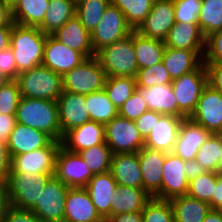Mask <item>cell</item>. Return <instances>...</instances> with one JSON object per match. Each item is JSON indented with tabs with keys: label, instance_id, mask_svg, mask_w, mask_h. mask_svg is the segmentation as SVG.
<instances>
[{
	"label": "cell",
	"instance_id": "6da1fadb",
	"mask_svg": "<svg viewBox=\"0 0 222 222\" xmlns=\"http://www.w3.org/2000/svg\"><path fill=\"white\" fill-rule=\"evenodd\" d=\"M16 122L45 132L53 140L62 139L57 101L21 97Z\"/></svg>",
	"mask_w": 222,
	"mask_h": 222
},
{
	"label": "cell",
	"instance_id": "7a4b0ae2",
	"mask_svg": "<svg viewBox=\"0 0 222 222\" xmlns=\"http://www.w3.org/2000/svg\"><path fill=\"white\" fill-rule=\"evenodd\" d=\"M46 37L38 27L13 23L10 48L19 73L42 64Z\"/></svg>",
	"mask_w": 222,
	"mask_h": 222
},
{
	"label": "cell",
	"instance_id": "3957f363",
	"mask_svg": "<svg viewBox=\"0 0 222 222\" xmlns=\"http://www.w3.org/2000/svg\"><path fill=\"white\" fill-rule=\"evenodd\" d=\"M16 81L24 98L57 101L63 92L62 75L42 64L19 73Z\"/></svg>",
	"mask_w": 222,
	"mask_h": 222
},
{
	"label": "cell",
	"instance_id": "277c9868",
	"mask_svg": "<svg viewBox=\"0 0 222 222\" xmlns=\"http://www.w3.org/2000/svg\"><path fill=\"white\" fill-rule=\"evenodd\" d=\"M95 57L106 77H136L137 56L132 43V32L125 38L99 50Z\"/></svg>",
	"mask_w": 222,
	"mask_h": 222
},
{
	"label": "cell",
	"instance_id": "5b68a950",
	"mask_svg": "<svg viewBox=\"0 0 222 222\" xmlns=\"http://www.w3.org/2000/svg\"><path fill=\"white\" fill-rule=\"evenodd\" d=\"M54 174L9 172L4 181L10 206L30 210L39 201L40 192Z\"/></svg>",
	"mask_w": 222,
	"mask_h": 222
},
{
	"label": "cell",
	"instance_id": "8992f818",
	"mask_svg": "<svg viewBox=\"0 0 222 222\" xmlns=\"http://www.w3.org/2000/svg\"><path fill=\"white\" fill-rule=\"evenodd\" d=\"M106 74L96 57L87 58L62 76L63 91L88 95L104 89Z\"/></svg>",
	"mask_w": 222,
	"mask_h": 222
},
{
	"label": "cell",
	"instance_id": "52a82bcc",
	"mask_svg": "<svg viewBox=\"0 0 222 222\" xmlns=\"http://www.w3.org/2000/svg\"><path fill=\"white\" fill-rule=\"evenodd\" d=\"M206 85L207 73L204 63L192 72L172 81L171 86L177 100L178 117L188 118L192 114Z\"/></svg>",
	"mask_w": 222,
	"mask_h": 222
},
{
	"label": "cell",
	"instance_id": "ba28073f",
	"mask_svg": "<svg viewBox=\"0 0 222 222\" xmlns=\"http://www.w3.org/2000/svg\"><path fill=\"white\" fill-rule=\"evenodd\" d=\"M105 142L115 153H137L145 146V140L135 122L117 115L104 125Z\"/></svg>",
	"mask_w": 222,
	"mask_h": 222
},
{
	"label": "cell",
	"instance_id": "9c48e42d",
	"mask_svg": "<svg viewBox=\"0 0 222 222\" xmlns=\"http://www.w3.org/2000/svg\"><path fill=\"white\" fill-rule=\"evenodd\" d=\"M69 187L52 176L40 192L39 201L30 209L42 222H63Z\"/></svg>",
	"mask_w": 222,
	"mask_h": 222
},
{
	"label": "cell",
	"instance_id": "30bf717a",
	"mask_svg": "<svg viewBox=\"0 0 222 222\" xmlns=\"http://www.w3.org/2000/svg\"><path fill=\"white\" fill-rule=\"evenodd\" d=\"M133 29L127 24L123 12L111 3L105 9L100 23L91 33V44L96 54L102 48L119 41Z\"/></svg>",
	"mask_w": 222,
	"mask_h": 222
},
{
	"label": "cell",
	"instance_id": "8fae6325",
	"mask_svg": "<svg viewBox=\"0 0 222 222\" xmlns=\"http://www.w3.org/2000/svg\"><path fill=\"white\" fill-rule=\"evenodd\" d=\"M93 175L79 153L58 149L54 176L63 184L69 188H85Z\"/></svg>",
	"mask_w": 222,
	"mask_h": 222
},
{
	"label": "cell",
	"instance_id": "7c38bea8",
	"mask_svg": "<svg viewBox=\"0 0 222 222\" xmlns=\"http://www.w3.org/2000/svg\"><path fill=\"white\" fill-rule=\"evenodd\" d=\"M61 141L53 140L47 147L11 156V172L54 174L55 160Z\"/></svg>",
	"mask_w": 222,
	"mask_h": 222
},
{
	"label": "cell",
	"instance_id": "4fadbf2b",
	"mask_svg": "<svg viewBox=\"0 0 222 222\" xmlns=\"http://www.w3.org/2000/svg\"><path fill=\"white\" fill-rule=\"evenodd\" d=\"M188 118L212 134H222V95L207 84Z\"/></svg>",
	"mask_w": 222,
	"mask_h": 222
},
{
	"label": "cell",
	"instance_id": "5bb4252c",
	"mask_svg": "<svg viewBox=\"0 0 222 222\" xmlns=\"http://www.w3.org/2000/svg\"><path fill=\"white\" fill-rule=\"evenodd\" d=\"M185 160L166 153L162 167L161 189L153 196L157 199L170 200L174 197L187 195L189 180L184 172Z\"/></svg>",
	"mask_w": 222,
	"mask_h": 222
},
{
	"label": "cell",
	"instance_id": "9a60e30c",
	"mask_svg": "<svg viewBox=\"0 0 222 222\" xmlns=\"http://www.w3.org/2000/svg\"><path fill=\"white\" fill-rule=\"evenodd\" d=\"M174 24L173 0H155L150 13L135 31L145 37L164 41Z\"/></svg>",
	"mask_w": 222,
	"mask_h": 222
},
{
	"label": "cell",
	"instance_id": "2e32d148",
	"mask_svg": "<svg viewBox=\"0 0 222 222\" xmlns=\"http://www.w3.org/2000/svg\"><path fill=\"white\" fill-rule=\"evenodd\" d=\"M86 59L81 52L69 48L52 35H47L42 65L63 76Z\"/></svg>",
	"mask_w": 222,
	"mask_h": 222
},
{
	"label": "cell",
	"instance_id": "e0dca14e",
	"mask_svg": "<svg viewBox=\"0 0 222 222\" xmlns=\"http://www.w3.org/2000/svg\"><path fill=\"white\" fill-rule=\"evenodd\" d=\"M211 134L202 125L189 118H184L172 153L185 161L194 160L198 150Z\"/></svg>",
	"mask_w": 222,
	"mask_h": 222
},
{
	"label": "cell",
	"instance_id": "ac0fdd59",
	"mask_svg": "<svg viewBox=\"0 0 222 222\" xmlns=\"http://www.w3.org/2000/svg\"><path fill=\"white\" fill-rule=\"evenodd\" d=\"M61 134L90 121L85 95L63 91L57 99Z\"/></svg>",
	"mask_w": 222,
	"mask_h": 222
},
{
	"label": "cell",
	"instance_id": "d6986e66",
	"mask_svg": "<svg viewBox=\"0 0 222 222\" xmlns=\"http://www.w3.org/2000/svg\"><path fill=\"white\" fill-rule=\"evenodd\" d=\"M103 143H105L104 125L92 120L68 130L61 139L62 148L77 153Z\"/></svg>",
	"mask_w": 222,
	"mask_h": 222
},
{
	"label": "cell",
	"instance_id": "ffe728a7",
	"mask_svg": "<svg viewBox=\"0 0 222 222\" xmlns=\"http://www.w3.org/2000/svg\"><path fill=\"white\" fill-rule=\"evenodd\" d=\"M64 221L104 222L85 188H70L65 201Z\"/></svg>",
	"mask_w": 222,
	"mask_h": 222
},
{
	"label": "cell",
	"instance_id": "44dd1931",
	"mask_svg": "<svg viewBox=\"0 0 222 222\" xmlns=\"http://www.w3.org/2000/svg\"><path fill=\"white\" fill-rule=\"evenodd\" d=\"M165 157V152L145 146L138 152L143 189L151 197L161 189L162 167Z\"/></svg>",
	"mask_w": 222,
	"mask_h": 222
},
{
	"label": "cell",
	"instance_id": "7402d4cb",
	"mask_svg": "<svg viewBox=\"0 0 222 222\" xmlns=\"http://www.w3.org/2000/svg\"><path fill=\"white\" fill-rule=\"evenodd\" d=\"M52 141L45 132L16 123L9 135L7 146L10 156H15L47 147Z\"/></svg>",
	"mask_w": 222,
	"mask_h": 222
},
{
	"label": "cell",
	"instance_id": "603a6c76",
	"mask_svg": "<svg viewBox=\"0 0 222 222\" xmlns=\"http://www.w3.org/2000/svg\"><path fill=\"white\" fill-rule=\"evenodd\" d=\"M183 119L174 115H162L155 119L153 129L145 139V147L165 153L172 152Z\"/></svg>",
	"mask_w": 222,
	"mask_h": 222
},
{
	"label": "cell",
	"instance_id": "cb8c5ba5",
	"mask_svg": "<svg viewBox=\"0 0 222 222\" xmlns=\"http://www.w3.org/2000/svg\"><path fill=\"white\" fill-rule=\"evenodd\" d=\"M166 47L195 51L202 59L205 50V38L198 24L175 23L164 39Z\"/></svg>",
	"mask_w": 222,
	"mask_h": 222
},
{
	"label": "cell",
	"instance_id": "d4e9b609",
	"mask_svg": "<svg viewBox=\"0 0 222 222\" xmlns=\"http://www.w3.org/2000/svg\"><path fill=\"white\" fill-rule=\"evenodd\" d=\"M117 188L118 184L110 172L94 174L85 187L97 212L104 220L111 216V201Z\"/></svg>",
	"mask_w": 222,
	"mask_h": 222
},
{
	"label": "cell",
	"instance_id": "484cf974",
	"mask_svg": "<svg viewBox=\"0 0 222 222\" xmlns=\"http://www.w3.org/2000/svg\"><path fill=\"white\" fill-rule=\"evenodd\" d=\"M109 172L118 185L143 189L138 152L113 154Z\"/></svg>",
	"mask_w": 222,
	"mask_h": 222
},
{
	"label": "cell",
	"instance_id": "4316f807",
	"mask_svg": "<svg viewBox=\"0 0 222 222\" xmlns=\"http://www.w3.org/2000/svg\"><path fill=\"white\" fill-rule=\"evenodd\" d=\"M51 35L69 48L81 52L86 58L96 55L91 44V34L76 15Z\"/></svg>",
	"mask_w": 222,
	"mask_h": 222
},
{
	"label": "cell",
	"instance_id": "83f0119b",
	"mask_svg": "<svg viewBox=\"0 0 222 222\" xmlns=\"http://www.w3.org/2000/svg\"><path fill=\"white\" fill-rule=\"evenodd\" d=\"M136 89L140 92L149 110L178 117L177 100L171 84L156 85L149 88L136 87Z\"/></svg>",
	"mask_w": 222,
	"mask_h": 222
},
{
	"label": "cell",
	"instance_id": "f1b7e54d",
	"mask_svg": "<svg viewBox=\"0 0 222 222\" xmlns=\"http://www.w3.org/2000/svg\"><path fill=\"white\" fill-rule=\"evenodd\" d=\"M162 61L172 81L192 72L203 63L195 51L169 47H165Z\"/></svg>",
	"mask_w": 222,
	"mask_h": 222
},
{
	"label": "cell",
	"instance_id": "f546056e",
	"mask_svg": "<svg viewBox=\"0 0 222 222\" xmlns=\"http://www.w3.org/2000/svg\"><path fill=\"white\" fill-rule=\"evenodd\" d=\"M111 201V216L142 211L152 198L144 189L118 185Z\"/></svg>",
	"mask_w": 222,
	"mask_h": 222
},
{
	"label": "cell",
	"instance_id": "4dcf8cb0",
	"mask_svg": "<svg viewBox=\"0 0 222 222\" xmlns=\"http://www.w3.org/2000/svg\"><path fill=\"white\" fill-rule=\"evenodd\" d=\"M132 43L137 56L138 69L154 66L163 60L166 47L163 40L145 37L133 30Z\"/></svg>",
	"mask_w": 222,
	"mask_h": 222
},
{
	"label": "cell",
	"instance_id": "1f68e13d",
	"mask_svg": "<svg viewBox=\"0 0 222 222\" xmlns=\"http://www.w3.org/2000/svg\"><path fill=\"white\" fill-rule=\"evenodd\" d=\"M174 213V222H203L211 210L210 204L188 195L169 200Z\"/></svg>",
	"mask_w": 222,
	"mask_h": 222
},
{
	"label": "cell",
	"instance_id": "d6a6232c",
	"mask_svg": "<svg viewBox=\"0 0 222 222\" xmlns=\"http://www.w3.org/2000/svg\"><path fill=\"white\" fill-rule=\"evenodd\" d=\"M76 13L74 0H50L43 22L38 28L47 35L61 28Z\"/></svg>",
	"mask_w": 222,
	"mask_h": 222
},
{
	"label": "cell",
	"instance_id": "836d02e7",
	"mask_svg": "<svg viewBox=\"0 0 222 222\" xmlns=\"http://www.w3.org/2000/svg\"><path fill=\"white\" fill-rule=\"evenodd\" d=\"M50 0H19L12 8L14 23L38 27L45 17Z\"/></svg>",
	"mask_w": 222,
	"mask_h": 222
},
{
	"label": "cell",
	"instance_id": "e575fe53",
	"mask_svg": "<svg viewBox=\"0 0 222 222\" xmlns=\"http://www.w3.org/2000/svg\"><path fill=\"white\" fill-rule=\"evenodd\" d=\"M90 120L100 124H107L118 115V110L109 100L104 89L85 95Z\"/></svg>",
	"mask_w": 222,
	"mask_h": 222
},
{
	"label": "cell",
	"instance_id": "d590c367",
	"mask_svg": "<svg viewBox=\"0 0 222 222\" xmlns=\"http://www.w3.org/2000/svg\"><path fill=\"white\" fill-rule=\"evenodd\" d=\"M198 26L204 38L222 30V0H203L198 16Z\"/></svg>",
	"mask_w": 222,
	"mask_h": 222
},
{
	"label": "cell",
	"instance_id": "8d00e7d4",
	"mask_svg": "<svg viewBox=\"0 0 222 222\" xmlns=\"http://www.w3.org/2000/svg\"><path fill=\"white\" fill-rule=\"evenodd\" d=\"M110 3V0H78L75 15L91 34L100 23L104 11Z\"/></svg>",
	"mask_w": 222,
	"mask_h": 222
},
{
	"label": "cell",
	"instance_id": "74e56055",
	"mask_svg": "<svg viewBox=\"0 0 222 222\" xmlns=\"http://www.w3.org/2000/svg\"><path fill=\"white\" fill-rule=\"evenodd\" d=\"M155 0H110L124 14L127 24L136 30L150 13Z\"/></svg>",
	"mask_w": 222,
	"mask_h": 222
},
{
	"label": "cell",
	"instance_id": "f35d334b",
	"mask_svg": "<svg viewBox=\"0 0 222 222\" xmlns=\"http://www.w3.org/2000/svg\"><path fill=\"white\" fill-rule=\"evenodd\" d=\"M134 77H106L104 90L117 110L132 96L136 90Z\"/></svg>",
	"mask_w": 222,
	"mask_h": 222
},
{
	"label": "cell",
	"instance_id": "ab89813d",
	"mask_svg": "<svg viewBox=\"0 0 222 222\" xmlns=\"http://www.w3.org/2000/svg\"><path fill=\"white\" fill-rule=\"evenodd\" d=\"M222 156V134H211L200 147L195 160L206 170L218 173L219 159Z\"/></svg>",
	"mask_w": 222,
	"mask_h": 222
},
{
	"label": "cell",
	"instance_id": "60d3db41",
	"mask_svg": "<svg viewBox=\"0 0 222 222\" xmlns=\"http://www.w3.org/2000/svg\"><path fill=\"white\" fill-rule=\"evenodd\" d=\"M93 174L110 171L112 151L105 143L78 152Z\"/></svg>",
	"mask_w": 222,
	"mask_h": 222
},
{
	"label": "cell",
	"instance_id": "b9f144b4",
	"mask_svg": "<svg viewBox=\"0 0 222 222\" xmlns=\"http://www.w3.org/2000/svg\"><path fill=\"white\" fill-rule=\"evenodd\" d=\"M218 180V173L207 171L204 174L192 178L188 183L187 195L210 204L212 209V198Z\"/></svg>",
	"mask_w": 222,
	"mask_h": 222
},
{
	"label": "cell",
	"instance_id": "7bdbcfd3",
	"mask_svg": "<svg viewBox=\"0 0 222 222\" xmlns=\"http://www.w3.org/2000/svg\"><path fill=\"white\" fill-rule=\"evenodd\" d=\"M141 212L143 222H174L173 208L169 200L152 197Z\"/></svg>",
	"mask_w": 222,
	"mask_h": 222
},
{
	"label": "cell",
	"instance_id": "ee69618b",
	"mask_svg": "<svg viewBox=\"0 0 222 222\" xmlns=\"http://www.w3.org/2000/svg\"><path fill=\"white\" fill-rule=\"evenodd\" d=\"M135 79L137 87L145 88L172 83V79L163 61L148 68L138 69Z\"/></svg>",
	"mask_w": 222,
	"mask_h": 222
},
{
	"label": "cell",
	"instance_id": "f6af8a7d",
	"mask_svg": "<svg viewBox=\"0 0 222 222\" xmlns=\"http://www.w3.org/2000/svg\"><path fill=\"white\" fill-rule=\"evenodd\" d=\"M20 99L21 94L16 80L0 87V114L16 115Z\"/></svg>",
	"mask_w": 222,
	"mask_h": 222
},
{
	"label": "cell",
	"instance_id": "bcb514c9",
	"mask_svg": "<svg viewBox=\"0 0 222 222\" xmlns=\"http://www.w3.org/2000/svg\"><path fill=\"white\" fill-rule=\"evenodd\" d=\"M175 23L198 24V16L202 1L200 0H173Z\"/></svg>",
	"mask_w": 222,
	"mask_h": 222
},
{
	"label": "cell",
	"instance_id": "7dc6e473",
	"mask_svg": "<svg viewBox=\"0 0 222 222\" xmlns=\"http://www.w3.org/2000/svg\"><path fill=\"white\" fill-rule=\"evenodd\" d=\"M147 110L148 107L143 97L136 89L132 96L118 110V115L131 121H135Z\"/></svg>",
	"mask_w": 222,
	"mask_h": 222
},
{
	"label": "cell",
	"instance_id": "c3c4849f",
	"mask_svg": "<svg viewBox=\"0 0 222 222\" xmlns=\"http://www.w3.org/2000/svg\"><path fill=\"white\" fill-rule=\"evenodd\" d=\"M222 62V30L205 38L203 63Z\"/></svg>",
	"mask_w": 222,
	"mask_h": 222
},
{
	"label": "cell",
	"instance_id": "681fc988",
	"mask_svg": "<svg viewBox=\"0 0 222 222\" xmlns=\"http://www.w3.org/2000/svg\"><path fill=\"white\" fill-rule=\"evenodd\" d=\"M0 69L11 80L17 79L19 72L13 50L10 47L0 51Z\"/></svg>",
	"mask_w": 222,
	"mask_h": 222
},
{
	"label": "cell",
	"instance_id": "f907efd6",
	"mask_svg": "<svg viewBox=\"0 0 222 222\" xmlns=\"http://www.w3.org/2000/svg\"><path fill=\"white\" fill-rule=\"evenodd\" d=\"M163 114L158 113L156 111L147 110L142 114L138 119H136L135 125L136 128L139 130L140 135L145 140L148 135L150 134L153 126L155 124V119H159Z\"/></svg>",
	"mask_w": 222,
	"mask_h": 222
},
{
	"label": "cell",
	"instance_id": "816d5d0a",
	"mask_svg": "<svg viewBox=\"0 0 222 222\" xmlns=\"http://www.w3.org/2000/svg\"><path fill=\"white\" fill-rule=\"evenodd\" d=\"M3 222H42L31 210L10 206Z\"/></svg>",
	"mask_w": 222,
	"mask_h": 222
},
{
	"label": "cell",
	"instance_id": "f5cc1de1",
	"mask_svg": "<svg viewBox=\"0 0 222 222\" xmlns=\"http://www.w3.org/2000/svg\"><path fill=\"white\" fill-rule=\"evenodd\" d=\"M207 73V84L222 95V62L204 63Z\"/></svg>",
	"mask_w": 222,
	"mask_h": 222
},
{
	"label": "cell",
	"instance_id": "db71d44e",
	"mask_svg": "<svg viewBox=\"0 0 222 222\" xmlns=\"http://www.w3.org/2000/svg\"><path fill=\"white\" fill-rule=\"evenodd\" d=\"M16 115L0 114V142L7 143L12 130L16 125Z\"/></svg>",
	"mask_w": 222,
	"mask_h": 222
},
{
	"label": "cell",
	"instance_id": "11a10c76",
	"mask_svg": "<svg viewBox=\"0 0 222 222\" xmlns=\"http://www.w3.org/2000/svg\"><path fill=\"white\" fill-rule=\"evenodd\" d=\"M11 170V156L7 143L0 142V182H4Z\"/></svg>",
	"mask_w": 222,
	"mask_h": 222
},
{
	"label": "cell",
	"instance_id": "9f6ffc18",
	"mask_svg": "<svg viewBox=\"0 0 222 222\" xmlns=\"http://www.w3.org/2000/svg\"><path fill=\"white\" fill-rule=\"evenodd\" d=\"M104 222H143L142 212L121 213L107 217Z\"/></svg>",
	"mask_w": 222,
	"mask_h": 222
},
{
	"label": "cell",
	"instance_id": "6f0895ef",
	"mask_svg": "<svg viewBox=\"0 0 222 222\" xmlns=\"http://www.w3.org/2000/svg\"><path fill=\"white\" fill-rule=\"evenodd\" d=\"M13 23L12 8L0 0V27H12Z\"/></svg>",
	"mask_w": 222,
	"mask_h": 222
},
{
	"label": "cell",
	"instance_id": "680465c9",
	"mask_svg": "<svg viewBox=\"0 0 222 222\" xmlns=\"http://www.w3.org/2000/svg\"><path fill=\"white\" fill-rule=\"evenodd\" d=\"M184 167V172L188 180H191L192 178L198 177L207 172L195 159L185 161Z\"/></svg>",
	"mask_w": 222,
	"mask_h": 222
},
{
	"label": "cell",
	"instance_id": "91938a15",
	"mask_svg": "<svg viewBox=\"0 0 222 222\" xmlns=\"http://www.w3.org/2000/svg\"><path fill=\"white\" fill-rule=\"evenodd\" d=\"M212 209L222 210V174L218 173V180L212 198Z\"/></svg>",
	"mask_w": 222,
	"mask_h": 222
},
{
	"label": "cell",
	"instance_id": "94428289",
	"mask_svg": "<svg viewBox=\"0 0 222 222\" xmlns=\"http://www.w3.org/2000/svg\"><path fill=\"white\" fill-rule=\"evenodd\" d=\"M10 207V201L8 199L4 182H0V222H3L5 214Z\"/></svg>",
	"mask_w": 222,
	"mask_h": 222
},
{
	"label": "cell",
	"instance_id": "6125c7cd",
	"mask_svg": "<svg viewBox=\"0 0 222 222\" xmlns=\"http://www.w3.org/2000/svg\"><path fill=\"white\" fill-rule=\"evenodd\" d=\"M12 27H0V51L10 47Z\"/></svg>",
	"mask_w": 222,
	"mask_h": 222
},
{
	"label": "cell",
	"instance_id": "be15d7a7",
	"mask_svg": "<svg viewBox=\"0 0 222 222\" xmlns=\"http://www.w3.org/2000/svg\"><path fill=\"white\" fill-rule=\"evenodd\" d=\"M203 222H222V210L211 209Z\"/></svg>",
	"mask_w": 222,
	"mask_h": 222
},
{
	"label": "cell",
	"instance_id": "e7e4bbea",
	"mask_svg": "<svg viewBox=\"0 0 222 222\" xmlns=\"http://www.w3.org/2000/svg\"><path fill=\"white\" fill-rule=\"evenodd\" d=\"M9 81H11V79L0 69V87L6 85Z\"/></svg>",
	"mask_w": 222,
	"mask_h": 222
},
{
	"label": "cell",
	"instance_id": "03108f58",
	"mask_svg": "<svg viewBox=\"0 0 222 222\" xmlns=\"http://www.w3.org/2000/svg\"><path fill=\"white\" fill-rule=\"evenodd\" d=\"M6 4H8L11 8H13L19 0H3Z\"/></svg>",
	"mask_w": 222,
	"mask_h": 222
},
{
	"label": "cell",
	"instance_id": "003e7915",
	"mask_svg": "<svg viewBox=\"0 0 222 222\" xmlns=\"http://www.w3.org/2000/svg\"><path fill=\"white\" fill-rule=\"evenodd\" d=\"M218 173L222 174V156H221V158L219 159Z\"/></svg>",
	"mask_w": 222,
	"mask_h": 222
}]
</instances>
